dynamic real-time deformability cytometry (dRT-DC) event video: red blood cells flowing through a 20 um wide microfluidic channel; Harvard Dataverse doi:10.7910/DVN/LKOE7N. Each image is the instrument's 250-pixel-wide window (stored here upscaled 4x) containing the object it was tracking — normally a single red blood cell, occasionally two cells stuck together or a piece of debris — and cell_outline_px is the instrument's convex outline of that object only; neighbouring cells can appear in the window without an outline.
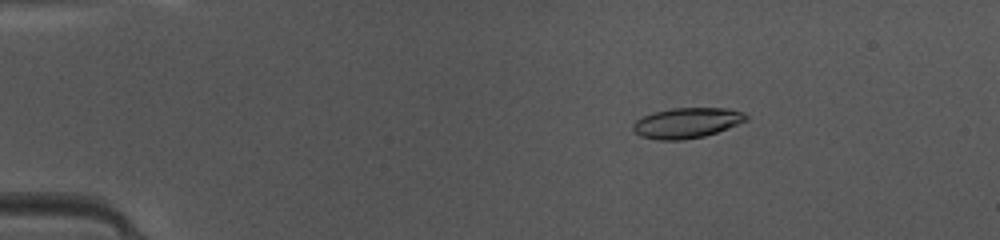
{"species": "common noctule bat (a hibernating species)", "species_latin": "Nyctalus noctula", "temperature_condition": "warm", "stored_images_in_passage": 49, "camera_frame_rate_fps": 3000, "um_per_image_px": 0.085, "animal": {"sex": "female", "body_mass_g": 10.0, "forearm_length_mm": 53.1}, "frame": {"image": 1, "passage_image": 9, "time_ms": 2.667, "image_size_px": [1000, 240], "cell_outline_px": [[748, 120], [716, 132], [704, 136], [680, 140], [656, 140], [640, 136], [632, 128], [632, 124], [636, 120], [652, 112], [672, 108], [728, 108], [744, 112], [748, 116]], "centroid_in_image_um": [58.37, 10.44], "position_along_channel_um": 26.6, "area_um2": 20.0}}
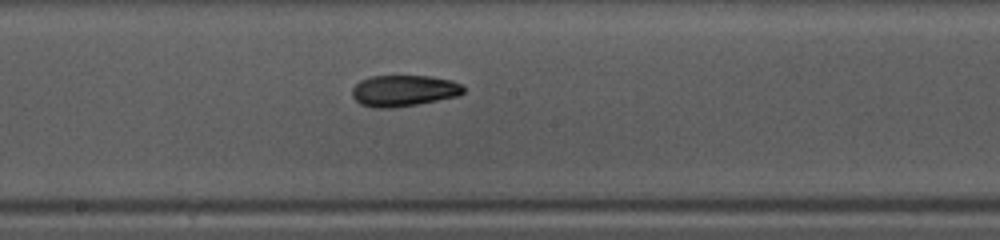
{"frame": {"image": 2, "passage_image": 27, "time_ms": 8.667, "image_size_px": [1000, 240], "cell_outline_px": [[464, 92], [456, 96], [396, 108], [372, 108], [360, 104], [352, 96], [352, 88], [360, 80], [372, 76], [432, 76], [452, 80], [464, 84]], "centroid_in_image_um": [34.31, 7.71], "position_along_channel_um": 213.9, "area_um2": 20.4}}
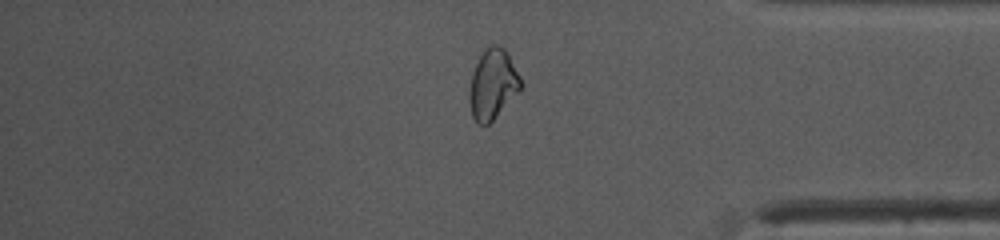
{"frame": {"image": 3, "passage_image": 41, "time_ms": 13.333, "image_size_px": [1000, 240], "cell_outline_px": [[524, 84], [492, 120], [484, 128], [476, 124], [472, 116], [468, 96], [468, 92], [472, 72], [484, 48], [492, 44], [496, 44], [504, 48], [508, 52]], "centroid_in_image_um": [41.86, 7.15], "position_along_channel_um": 393.3, "area_um2": 21.1}}